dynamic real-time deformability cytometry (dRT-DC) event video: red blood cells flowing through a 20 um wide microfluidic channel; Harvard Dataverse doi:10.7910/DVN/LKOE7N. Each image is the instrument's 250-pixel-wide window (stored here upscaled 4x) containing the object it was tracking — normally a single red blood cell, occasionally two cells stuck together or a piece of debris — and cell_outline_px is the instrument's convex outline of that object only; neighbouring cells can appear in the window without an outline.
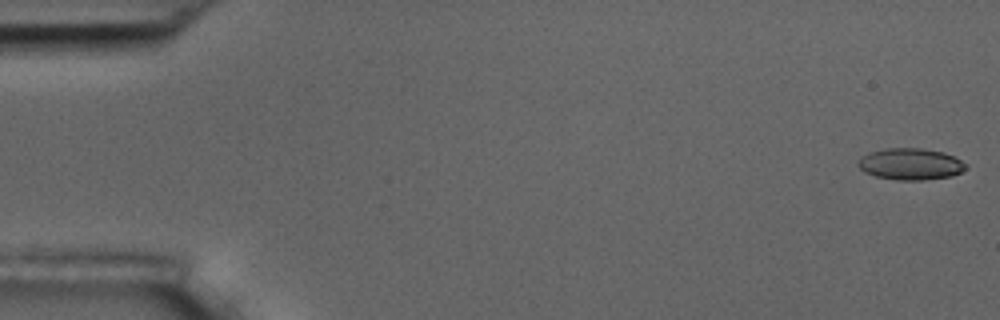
{"species": "common noctule bat (a hibernating species)", "species_latin": "Nyctalus noctula", "temperature_condition": "room temperature", "stored_images_in_passage": 6, "camera_frame_rate_fps": 3000, "um_per_image_px": 0.085, "animal": {"sex": "male", "body_mass_g": 17.5, "forearm_length_mm": 52.3}, "frame": {"image": 1, "passage_image": 1, "time_ms": 0.0, "image_size_px": [1000, 320], "cell_outline_px": [[968, 164], [960, 172], [952, 176], [924, 180], [896, 180], [876, 176], [864, 172], [856, 164], [860, 156], [868, 152], [884, 148], [920, 148], [944, 152]], "centroid_in_image_um": [77.34, 13.94], "position_along_channel_um": 7.7, "area_um2": 19.94}}